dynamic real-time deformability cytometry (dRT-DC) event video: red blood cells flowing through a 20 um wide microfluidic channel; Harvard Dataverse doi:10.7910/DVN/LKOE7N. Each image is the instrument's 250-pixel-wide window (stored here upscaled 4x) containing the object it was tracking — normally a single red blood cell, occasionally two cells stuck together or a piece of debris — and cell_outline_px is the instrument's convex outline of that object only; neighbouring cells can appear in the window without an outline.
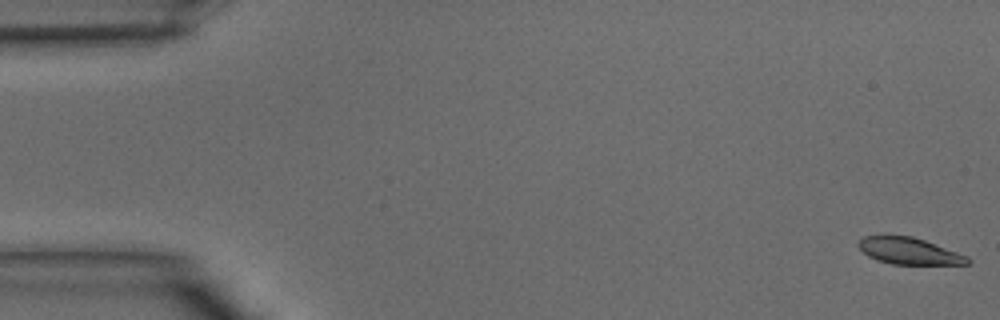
{"species": "common noctule bat (a hibernating species)", "species_latin": "Nyctalus noctula", "temperature_condition": "warm", "stored_images_in_passage": 41, "camera_frame_rate_fps": 3000, "um_per_image_px": 0.085, "animal": {"sex": "male", "body_mass_g": 15.6}, "frame": {"image": 1, "passage_image": 1, "time_ms": 0.0, "image_size_px": [1000, 320], "cell_outline_px": [[972, 260], [968, 264], [892, 264], [876, 260], [868, 256], [856, 244], [864, 236], [884, 232], [912, 236], [924, 240], [968, 256]], "centroid_in_image_um": [77.2, 21.29], "position_along_channel_um": 7.8, "area_um2": 17.46}}
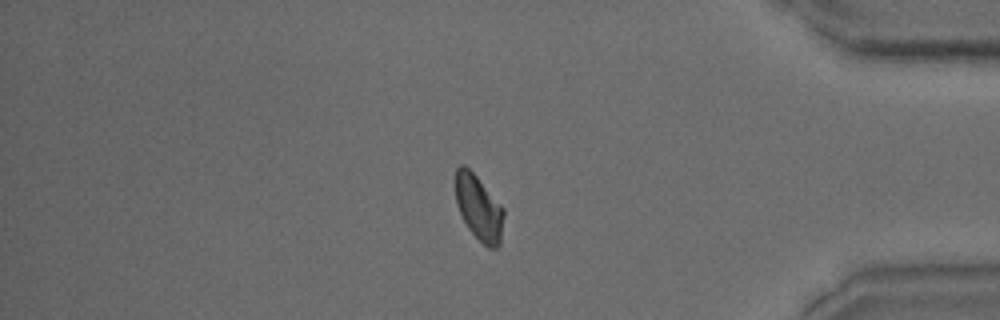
{"frame": {"image": 2, "passage_image": 34, "time_ms": 11.0, "image_size_px": [1000, 320], "cell_outline_px": [[504, 216], [500, 244], [496, 248], [488, 248], [468, 228], [456, 204], [456, 168], [460, 164], [464, 164], [476, 176], [504, 208]], "centroid_in_image_um": [40.71, 17.66], "position_along_channel_um": 394.5, "area_um2": 18.09}}
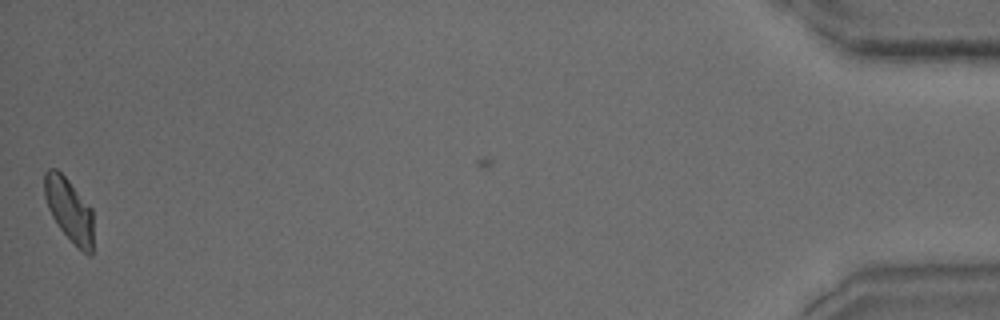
{"frame": {"image": 3, "passage_image": 40, "time_ms": 13.0, "image_size_px": [1000, 320], "cell_outline_px": [[92, 252], [88, 256], [60, 228], [52, 216], [48, 208], [44, 196], [44, 172], [48, 168], [56, 168], [68, 180], [92, 208]], "centroid_in_image_um": [5.86, 17.78], "position_along_channel_um": 429.3, "area_um2": 17.74}}